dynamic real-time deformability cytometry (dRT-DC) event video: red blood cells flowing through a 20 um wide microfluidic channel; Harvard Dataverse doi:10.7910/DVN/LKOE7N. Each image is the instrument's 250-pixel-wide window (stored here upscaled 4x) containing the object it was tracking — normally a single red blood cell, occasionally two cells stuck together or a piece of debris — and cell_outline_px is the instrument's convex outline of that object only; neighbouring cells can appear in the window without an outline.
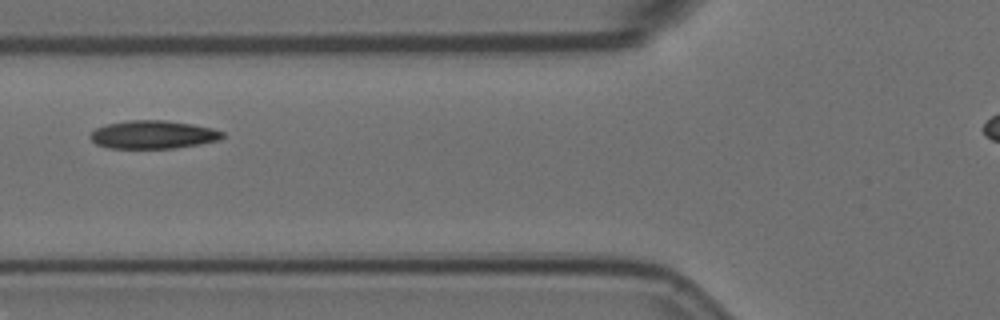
{"species": "Egyptian fruit bat (a non-hibernating species)", "species_latin": "Rousettus aegyptiacus", "temperature_condition": "room temperature", "stored_images_in_passage": 8, "camera_frame_rate_fps": 3000, "um_per_image_px": 0.085, "animal": {"sex": "female"}, "frame": {"image": 1, "passage_image": 3, "time_ms": 0.667, "image_size_px": [1000, 320], "cell_outline_px": [[224, 136], [220, 140], [200, 144], [176, 148], [108, 148], [96, 144], [88, 136], [96, 128], [108, 124], [128, 120], [164, 120], [192, 124], [212, 128], [224, 132]], "centroid_in_image_um": [13.02, 11.44], "position_along_channel_um": 112.8, "area_um2": 21.73}}
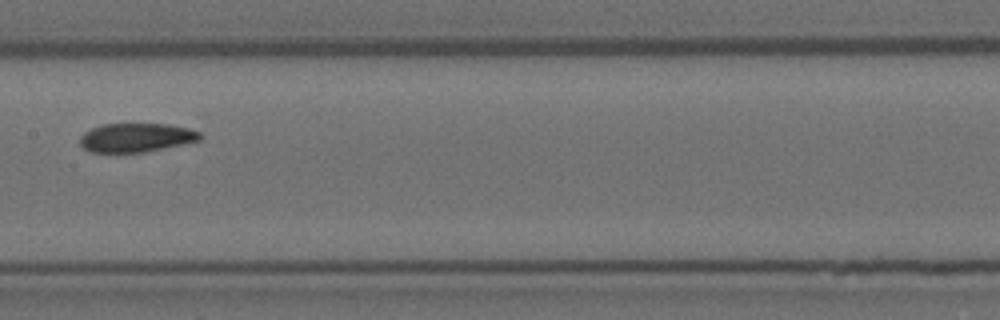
{"frame": {"image": 2, "passage_image": 5, "time_ms": 1.333, "image_size_px": [1000, 320], "cell_outline_px": [[204, 136], [200, 140], [164, 148], [144, 152], [92, 152], [84, 148], [80, 144], [80, 136], [84, 132], [100, 124], [168, 124], [188, 128], [200, 132]], "centroid_in_image_um": [11.58, 11.69], "position_along_channel_um": 195.8, "area_um2": 20.17}}
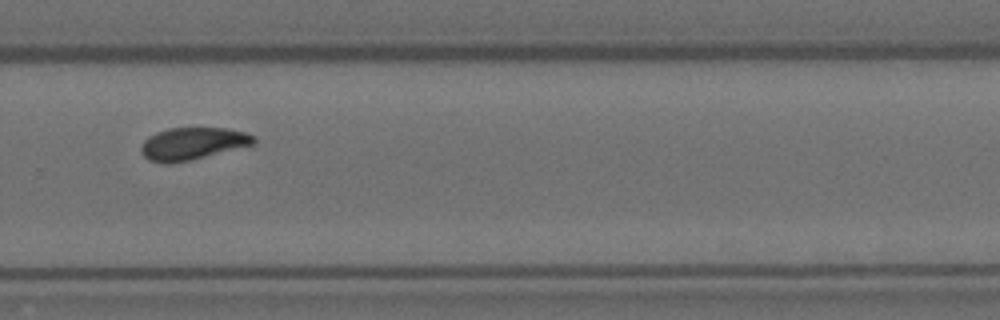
{"frame": {"image": 3, "passage_image": 8, "time_ms": 2.333, "image_size_px": [1000, 320], "cell_outline_px": [[256, 144], [188, 160], [148, 160], [144, 156], [140, 148], [144, 140], [148, 136], [156, 132], [168, 128], [224, 128], [244, 132], [256, 136]], "centroid_in_image_um": [16.42, 12.15], "position_along_channel_um": 313.4, "area_um2": 20.52}}